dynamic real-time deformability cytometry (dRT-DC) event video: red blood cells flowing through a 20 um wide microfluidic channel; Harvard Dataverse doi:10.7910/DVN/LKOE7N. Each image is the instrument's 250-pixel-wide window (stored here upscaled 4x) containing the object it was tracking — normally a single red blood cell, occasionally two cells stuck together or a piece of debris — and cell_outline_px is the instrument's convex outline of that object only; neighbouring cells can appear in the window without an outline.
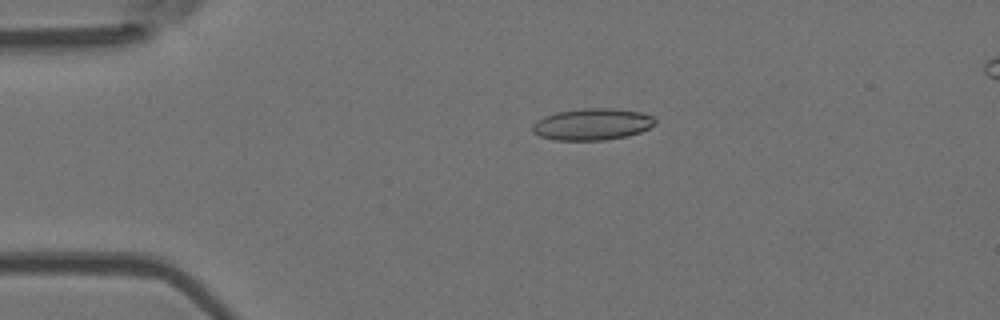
{"species": "Egyptian fruit bat (a non-hibernating species)", "species_latin": "Rousettus aegyptiacus", "temperature_condition": "room temperature", "stored_images_in_passage": 18, "camera_frame_rate_fps": 3000, "um_per_image_px": 0.085, "animal": {"sex": "female"}, "frame": {"image": 1, "passage_image": 12, "time_ms": 3.667, "image_size_px": [1000, 320], "cell_outline_px": [[656, 124], [640, 132], [628, 136], [604, 140], [556, 140], [540, 136], [532, 132], [532, 124], [536, 120], [544, 116], [556, 112], [584, 108], [612, 108], [640, 112], [652, 116], [656, 120]], "centroid_in_image_um": [50.33, 10.56], "position_along_channel_um": 34.7, "area_um2": 22.72}}